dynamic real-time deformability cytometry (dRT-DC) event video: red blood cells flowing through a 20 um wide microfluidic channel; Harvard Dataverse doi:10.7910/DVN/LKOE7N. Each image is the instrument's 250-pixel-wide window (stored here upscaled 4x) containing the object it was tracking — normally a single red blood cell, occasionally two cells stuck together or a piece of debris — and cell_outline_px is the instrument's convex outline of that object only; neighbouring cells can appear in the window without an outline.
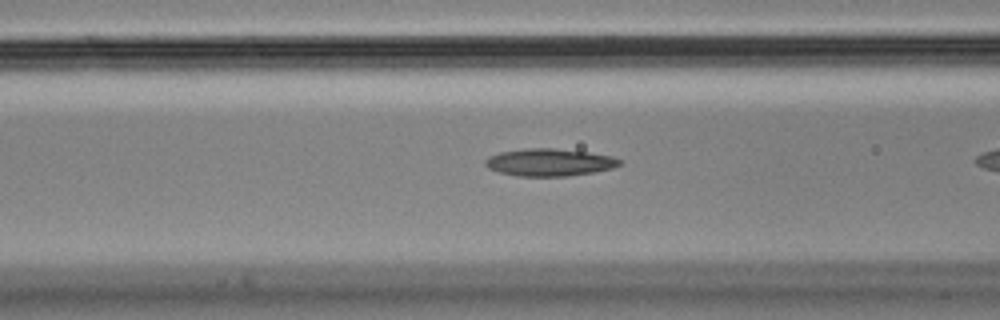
{"species": "Egyptian fruit bat (a non-hibernating species)", "species_latin": "Rousettus aegyptiacus", "temperature_condition": "cold", "stored_images_in_passage": 9, "camera_frame_rate_fps": 3000, "um_per_image_px": 0.085, "animal": {"sex": "male"}, "frame": {"image": 1, "passage_image": 8, "time_ms": 2.333, "image_size_px": [1000, 320], "cell_outline_px": [[620, 164], [612, 168], [592, 172], [568, 176], [516, 176], [500, 172], [488, 168], [484, 164], [484, 160], [488, 156], [500, 152], [528, 148], [556, 148], [588, 152], [612, 156], [620, 160]], "centroid_in_image_um": [46.66, 13.79], "position_along_channel_um": 119.9, "area_um2": 21.39}}